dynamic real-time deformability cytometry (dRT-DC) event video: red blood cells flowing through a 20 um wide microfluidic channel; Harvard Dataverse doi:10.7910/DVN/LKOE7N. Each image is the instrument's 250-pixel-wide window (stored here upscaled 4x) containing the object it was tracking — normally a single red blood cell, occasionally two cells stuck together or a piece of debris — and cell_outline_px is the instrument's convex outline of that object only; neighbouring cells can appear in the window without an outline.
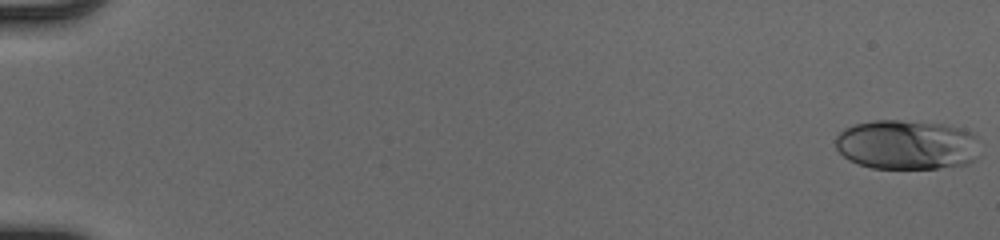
{"species": "human", "species_latin": "Homo sapiens", "temperature_condition": "cold", "stored_images_in_passage": 49, "camera_frame_rate_fps": 3000, "um_per_image_px": 0.085, "donor": {"sex": "male"}, "frame": {"image": 1, "passage_image": 1, "time_ms": 0.0, "image_size_px": [1000, 240], "cell_outline_px": [[976, 136], [972, 160], [968, 164], [936, 168], [872, 168], [848, 160], [836, 148], [836, 136], [844, 128], [856, 124], [872, 120], [900, 120], [940, 124], [972, 132]], "centroid_in_image_um": [76.99, 12.3], "position_along_channel_um": 8.0, "area_um2": 41.15}}
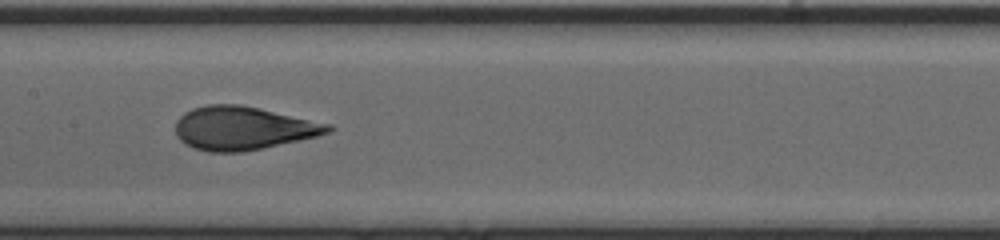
{"frame": {"image": 2, "passage_image": 28, "time_ms": 9.0, "image_size_px": [1000, 240], "cell_outline_px": [[336, 128], [328, 132], [316, 136], [300, 140], [264, 148], [240, 152], [208, 152], [184, 144], [176, 136], [176, 120], [184, 112], [192, 108], [208, 104], [240, 104], [260, 108], [332, 124]], "centroid_in_image_um": [20.65, 10.89], "position_along_channel_um": 186.7, "area_um2": 38.78}}
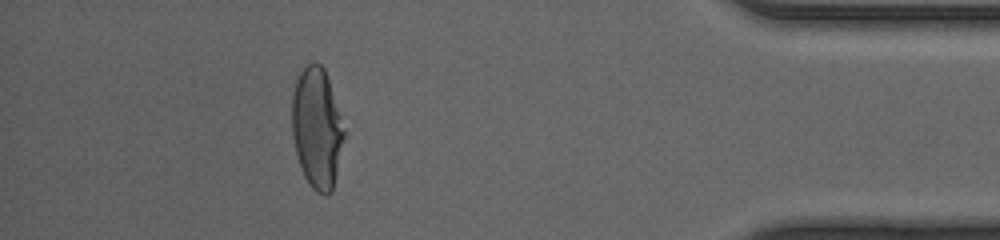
{"frame": {"image": 3, "passage_image": 47, "time_ms": 15.333, "image_size_px": [1000, 240], "cell_outline_px": [[344, 136], [332, 192], [328, 196], [324, 196], [316, 192], [312, 188], [304, 176], [296, 152], [292, 136], [292, 96], [296, 80], [300, 72], [312, 60], [316, 60], [324, 68], [344, 128]], "centroid_in_image_um": [26.92, 10.89], "position_along_channel_um": 408.3, "area_um2": 36.3}, "authors_computed_cell_mechanics": {"area_um2": 38.2636, "velocity_mm_per_s": 4.1386, "shape_relaxation_time_tau1_ms": 6.6105, "shape_relaxation_time_tau2_ms": null, "deformation_change_tau1": 0.2451, "deformation_change_tau2": null}}